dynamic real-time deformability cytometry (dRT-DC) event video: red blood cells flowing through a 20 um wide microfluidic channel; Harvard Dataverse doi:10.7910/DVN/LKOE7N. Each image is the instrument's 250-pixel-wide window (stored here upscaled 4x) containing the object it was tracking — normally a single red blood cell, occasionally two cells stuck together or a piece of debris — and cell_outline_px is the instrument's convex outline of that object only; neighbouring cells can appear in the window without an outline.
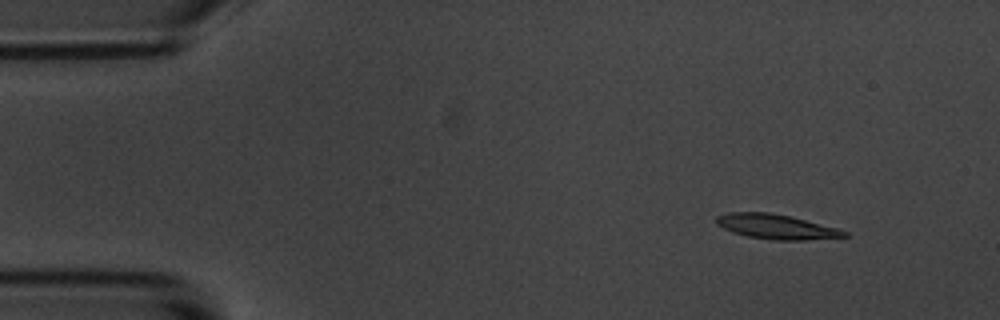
{"species": "common noctule bat (a hibernating species)", "species_latin": "Nyctalus noctula", "temperature_condition": "room temperature", "stored_images_in_passage": 4, "camera_frame_rate_fps": 3000, "um_per_image_px": 0.085, "animal": {"sex": "male", "body_mass_g": 20.1, "forearm_length_mm": 53.5}, "frame": {"image": 1, "passage_image": 2, "time_ms": 1.0, "image_size_px": [1000, 320], "cell_outline_px": [[848, 236], [804, 240], [776, 240], [748, 236], [732, 232], [716, 224], [716, 216], [728, 212], [768, 212], [792, 216], [836, 228], [848, 232]], "centroid_in_image_um": [65.96, 19.25], "position_along_channel_um": 19.0, "area_um2": 18.32}}